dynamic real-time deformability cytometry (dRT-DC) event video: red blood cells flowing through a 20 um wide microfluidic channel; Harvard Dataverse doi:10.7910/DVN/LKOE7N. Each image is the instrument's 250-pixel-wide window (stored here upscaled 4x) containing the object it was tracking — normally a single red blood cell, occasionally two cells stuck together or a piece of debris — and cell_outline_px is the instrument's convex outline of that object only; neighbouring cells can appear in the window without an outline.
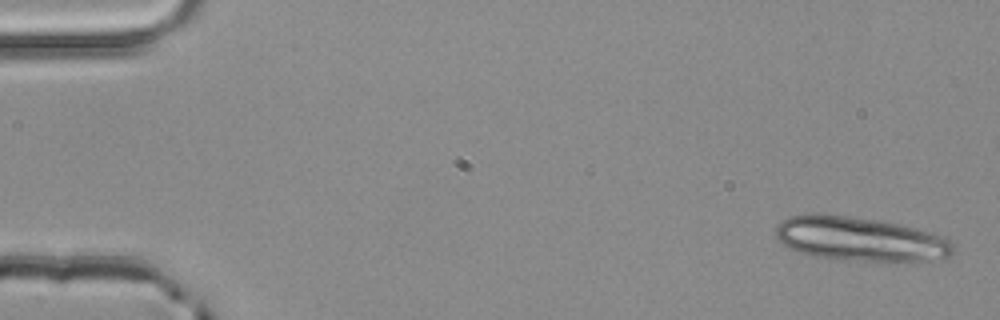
{"species": "common noctule bat (a hibernating species)", "species_latin": "Nyctalus noctula", "temperature_condition": "room temperature", "stored_images_in_passage": 5, "camera_frame_rate_fps": 3000, "um_per_image_px": 0.085, "animal": {"sex": "male", "body_mass_g": 20.4}, "frame": {"image": 1, "passage_image": 1, "time_ms": 0.0, "image_size_px": [1000, 320], "cell_outline_px": [[952, 252], [948, 256], [928, 260], [896, 264], [812, 256], [796, 252], [784, 244], [776, 236], [776, 224], [788, 216], [812, 212], [816, 212], [848, 216], [876, 220], [900, 224], [940, 236], [952, 240]], "centroid_in_image_um": [73.07, 20.33], "position_along_channel_um": 11.9, "area_um2": 46.24}}